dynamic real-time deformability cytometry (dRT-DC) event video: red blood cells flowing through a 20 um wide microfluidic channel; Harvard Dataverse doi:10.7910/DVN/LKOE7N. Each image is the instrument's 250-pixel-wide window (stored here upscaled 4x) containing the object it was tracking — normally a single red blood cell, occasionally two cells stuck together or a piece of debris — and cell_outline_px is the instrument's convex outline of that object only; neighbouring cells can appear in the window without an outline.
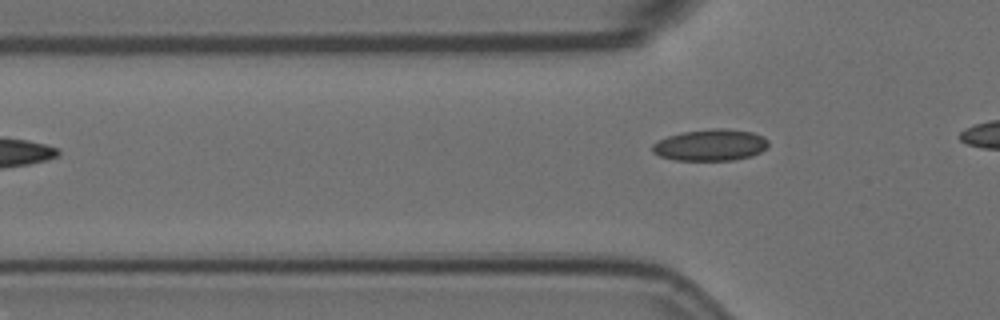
{"species": "Egyptian fruit bat (a non-hibernating species)", "species_latin": "Rousettus aegyptiacus", "temperature_condition": "room temperature", "stored_images_in_passage": 2, "camera_frame_rate_fps": 3000, "um_per_image_px": 0.085, "animal": {"sex": "female"}, "frame": {"image": 1, "passage_image": 2, "time_ms": 0.333, "image_size_px": [1000, 320], "cell_outline_px": [[768, 148], [752, 156], [732, 160], [676, 160], [660, 156], [652, 152], [652, 144], [668, 136], [684, 132], [712, 128], [724, 128], [752, 132], [764, 136], [768, 140]], "centroid_in_image_um": [60.42, 12.33], "position_along_channel_um": 65.4, "area_um2": 21.33}}